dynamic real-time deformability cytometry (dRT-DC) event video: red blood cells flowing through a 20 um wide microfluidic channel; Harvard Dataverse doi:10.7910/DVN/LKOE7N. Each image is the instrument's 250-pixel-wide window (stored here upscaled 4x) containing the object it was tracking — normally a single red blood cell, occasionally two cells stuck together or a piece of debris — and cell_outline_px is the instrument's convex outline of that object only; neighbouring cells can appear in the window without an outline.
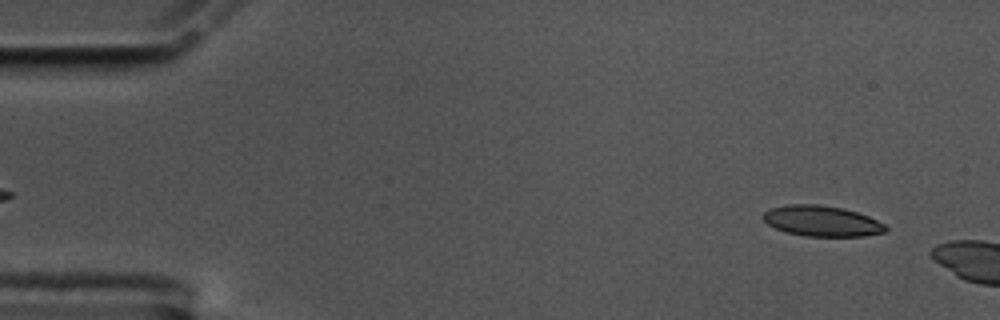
{"species": "common noctule bat (a hibernating species)", "species_latin": "Nyctalus noctula", "temperature_condition": "cold", "stored_images_in_passage": 6, "camera_frame_rate_fps": 3000, "um_per_image_px": 0.085, "animal": {"sex": "male", "body_mass_g": 17.5, "forearm_length_mm": 52.3}, "frame": {"image": 1, "passage_image": 2, "time_ms": 0.333, "image_size_px": [1000, 320], "cell_outline_px": [[888, 228], [884, 232], [864, 236], [804, 236], [784, 232], [768, 224], [760, 216], [764, 212], [772, 208], [788, 204], [816, 204], [844, 208], [868, 216], [884, 224]], "centroid_in_image_um": [69.83, 18.79], "position_along_channel_um": 15.2, "area_um2": 21.85}}